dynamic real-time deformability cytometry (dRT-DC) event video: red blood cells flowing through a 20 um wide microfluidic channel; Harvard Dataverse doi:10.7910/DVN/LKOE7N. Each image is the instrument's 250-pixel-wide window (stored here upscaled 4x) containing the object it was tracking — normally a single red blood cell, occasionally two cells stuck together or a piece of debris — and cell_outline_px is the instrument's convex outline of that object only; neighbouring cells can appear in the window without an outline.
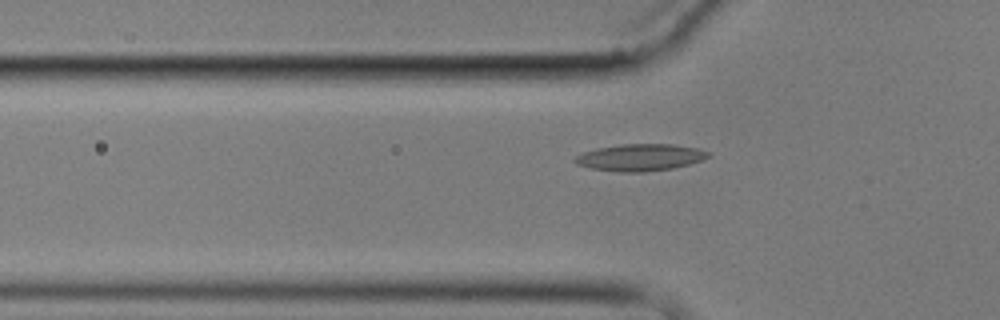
{"species": "common noctule bat (a hibernating species)", "species_latin": "Nyctalus noctula", "temperature_condition": "cold", "stored_images_in_passage": 5, "segment_of_instrument_passage": [2, 2], "camera_frame_rate_fps": 3000, "um_per_image_px": 0.085, "animal": {"sex": "male", "body_mass_g": 17.9}, "frame": {"image": 1, "passage_image": 5, "time_ms": 5.667, "image_size_px": [1000, 320], "cell_outline_px": [[712, 156], [704, 160], [672, 168], [644, 172], [620, 172], [592, 168], [576, 164], [572, 160], [576, 156], [584, 152], [596, 148], [620, 144], [672, 144], [700, 148], [712, 152]], "centroid_in_image_um": [54.47, 13.37], "position_along_channel_um": 71.3, "area_um2": 21.1}}